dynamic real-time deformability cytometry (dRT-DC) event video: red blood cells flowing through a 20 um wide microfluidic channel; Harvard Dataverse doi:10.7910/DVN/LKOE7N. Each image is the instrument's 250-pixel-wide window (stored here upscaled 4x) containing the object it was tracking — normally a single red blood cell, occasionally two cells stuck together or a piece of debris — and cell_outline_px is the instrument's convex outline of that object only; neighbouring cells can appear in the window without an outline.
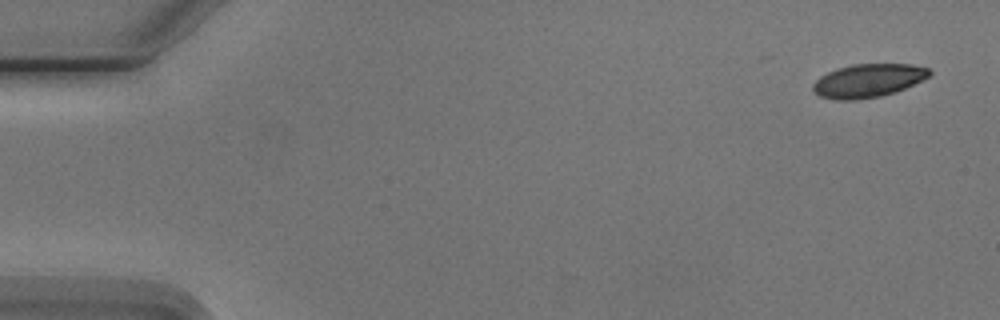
{"species": "Egyptian fruit bat (a non-hibernating species)", "species_latin": "Rousettus aegyptiacus", "temperature_condition": "cold", "stored_images_in_passage": 5, "camera_frame_rate_fps": 3000, "um_per_image_px": 0.085, "animal": {"sex": "male"}, "frame": {"image": 1, "passage_image": 1, "time_ms": 0.0, "image_size_px": [1000, 320], "cell_outline_px": [[932, 72], [928, 76], [896, 92], [880, 96], [856, 100], [836, 100], [820, 96], [812, 92], [812, 84], [820, 76], [828, 72], [852, 64], [912, 64], [928, 68]], "centroid_in_image_um": [73.74, 6.86], "position_along_channel_um": 11.3, "area_um2": 22.54}}
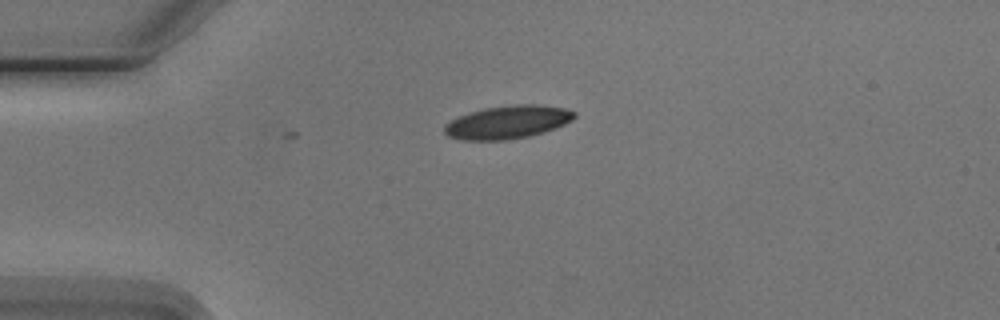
{"frame": {"image": 2, "passage_image": 4, "time_ms": 3.667, "image_size_px": [1000, 320], "cell_outline_px": [[576, 116], [572, 120], [556, 128], [544, 132], [528, 136], [504, 140], [460, 140], [448, 136], [444, 132], [444, 124], [460, 116], [484, 108], [516, 104], [536, 104], [564, 108], [576, 112]], "centroid_in_image_um": [43.16, 10.38], "position_along_channel_um": 41.8, "area_um2": 24.97}}